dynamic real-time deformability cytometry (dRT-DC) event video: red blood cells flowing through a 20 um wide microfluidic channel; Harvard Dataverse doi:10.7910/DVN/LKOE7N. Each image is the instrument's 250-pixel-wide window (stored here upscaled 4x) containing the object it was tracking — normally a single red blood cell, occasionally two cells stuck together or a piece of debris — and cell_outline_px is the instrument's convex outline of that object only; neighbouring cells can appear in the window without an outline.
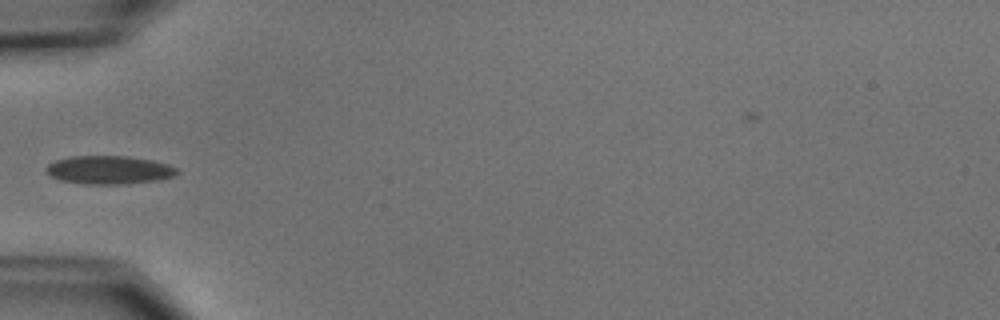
{"species": "common noctule bat (a hibernating species)", "species_latin": "Nyctalus noctula", "temperature_condition": "cold", "stored_images_in_passage": 37, "camera_frame_rate_fps": 3000, "um_per_image_px": 0.085, "animal": {"sex": "male", "body_mass_g": 15.6}, "frame": {"image": 1, "passage_image": 1, "time_ms": 0.0, "image_size_px": [1000, 320], "cell_outline_px": [[180, 172], [172, 176], [160, 180], [128, 184], [84, 184], [60, 180], [52, 176], [44, 168], [48, 164], [56, 160], [72, 156], [128, 156], [152, 160], [168, 164], [176, 168]], "centroid_in_image_um": [9.29, 14.45], "position_along_channel_um": 75.7, "area_um2": 21.68}}
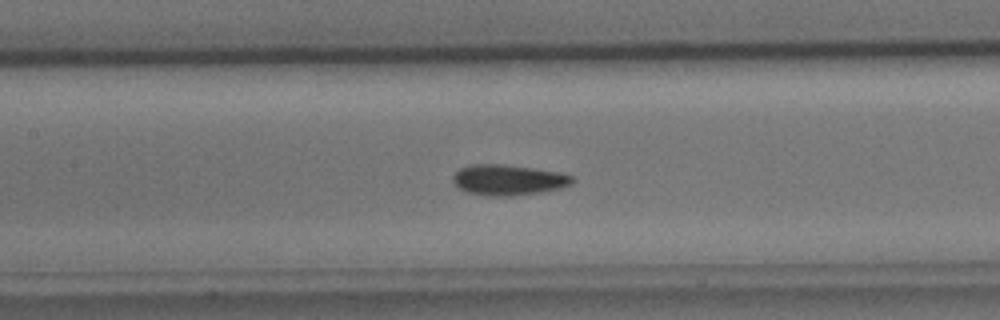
{"frame": {"image": 2, "passage_image": 8, "time_ms": 2.333, "image_size_px": [1000, 320], "cell_outline_px": [[576, 180], [572, 184], [560, 188], [540, 192], [512, 196], [488, 196], [468, 192], [460, 188], [452, 180], [452, 176], [460, 168], [472, 164], [504, 164], [560, 172], [572, 176]], "centroid_in_image_um": [43.22, 15.29], "position_along_channel_um": 164.2, "area_um2": 21.27}}
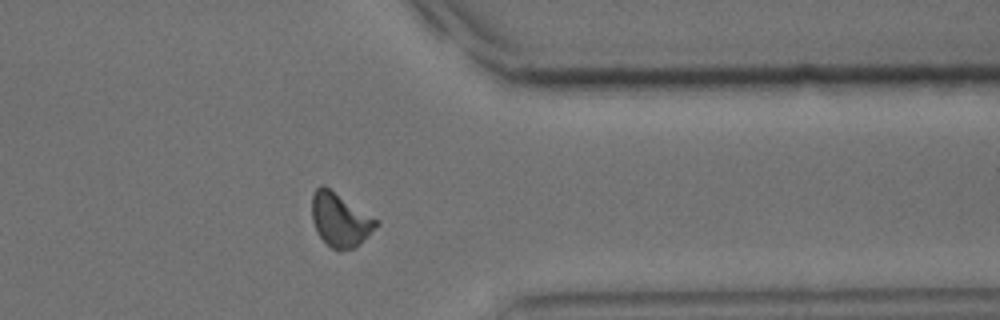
{"frame": {"image": 3, "passage_image": 26, "time_ms": 8.333, "image_size_px": [1000, 320], "cell_outline_px": [[380, 224], [356, 248], [340, 252], [332, 248], [316, 232], [312, 220], [312, 192], [320, 184], [324, 184], [380, 220]], "centroid_in_image_um": [28.93, 18.67], "position_along_channel_um": 382.5, "area_um2": 20.63}, "authors_computed_cell_mechanics": {"area_um2": 20.0566, "velocity_mm_per_s": 3.7524, "shape_relaxation_time_tau1_ms": 4.0969, "shape_relaxation_time_tau2_ms": 7.4026, "deformation_change_tau1": 0.104, "deformation_change_tau2": 0.08}}